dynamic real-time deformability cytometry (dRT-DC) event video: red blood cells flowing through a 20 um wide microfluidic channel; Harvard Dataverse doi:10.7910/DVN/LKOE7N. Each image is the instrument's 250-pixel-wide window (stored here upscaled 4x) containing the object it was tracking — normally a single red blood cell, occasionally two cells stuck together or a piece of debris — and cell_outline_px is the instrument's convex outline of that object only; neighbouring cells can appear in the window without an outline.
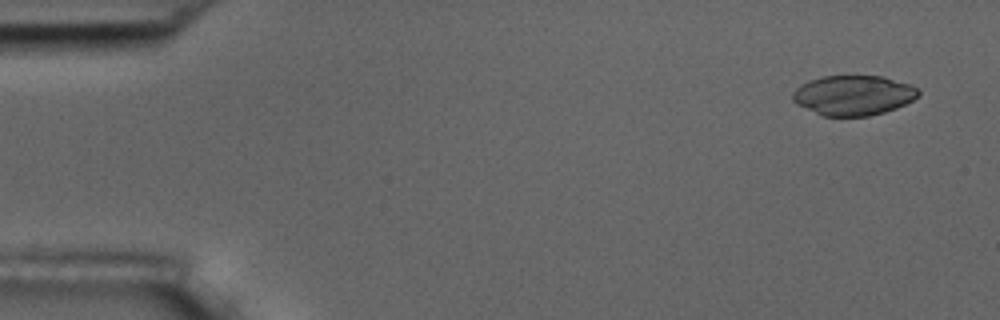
{"species": "common noctule bat (a hibernating species)", "species_latin": "Nyctalus noctula", "temperature_condition": "room temperature", "stored_images_in_passage": 4, "camera_frame_rate_fps": 3000, "um_per_image_px": 0.085, "animal": {"sex": "male", "body_mass_g": 17.5, "forearm_length_mm": 52.3}, "frame": {"image": 1, "passage_image": 1, "time_ms": 0.0, "image_size_px": [1000, 320], "cell_outline_px": [[920, 92], [912, 100], [896, 108], [884, 112], [868, 116], [820, 116], [796, 104], [792, 100], [792, 92], [800, 84], [808, 80], [824, 76], [884, 76], [908, 84], [916, 88]], "centroid_in_image_um": [72.47, 8.1], "position_along_channel_um": 12.5, "area_um2": 29.3}}